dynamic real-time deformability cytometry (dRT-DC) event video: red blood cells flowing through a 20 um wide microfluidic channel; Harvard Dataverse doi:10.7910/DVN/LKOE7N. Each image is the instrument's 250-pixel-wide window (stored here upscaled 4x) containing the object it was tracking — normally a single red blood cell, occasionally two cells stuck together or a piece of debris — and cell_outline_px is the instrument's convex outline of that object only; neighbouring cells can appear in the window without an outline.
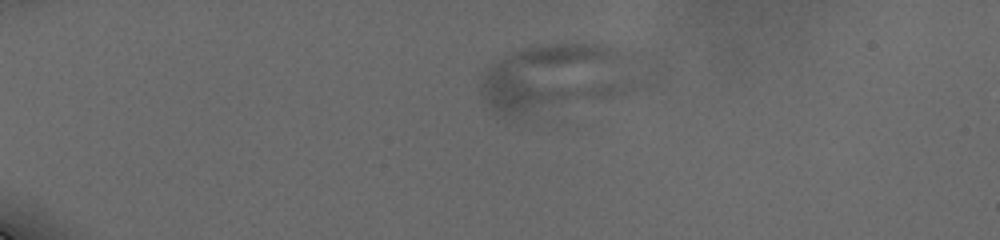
{"species": "human", "species_latin": "Homo sapiens", "temperature_condition": "cold", "stored_images_in_passage": 37, "camera_frame_rate_fps": 3000, "um_per_image_px": 0.085, "donor": {"sex": "male"}, "frame": {"image": 1, "passage_image": 36, "time_ms": 5.0, "image_size_px": [1000, 240], "cell_outline_px": [[656, 84], [648, 88], [628, 96], [504, 120], [496, 116], [488, 108], [480, 92], [480, 72], [488, 64], [512, 52], [524, 48], [548, 44], [612, 44], [628, 48], [636, 52], [656, 80]], "centroid_in_image_um": [47.7, 6.64], "position_along_channel_um": 37.3, "area_um2": 69.71}}